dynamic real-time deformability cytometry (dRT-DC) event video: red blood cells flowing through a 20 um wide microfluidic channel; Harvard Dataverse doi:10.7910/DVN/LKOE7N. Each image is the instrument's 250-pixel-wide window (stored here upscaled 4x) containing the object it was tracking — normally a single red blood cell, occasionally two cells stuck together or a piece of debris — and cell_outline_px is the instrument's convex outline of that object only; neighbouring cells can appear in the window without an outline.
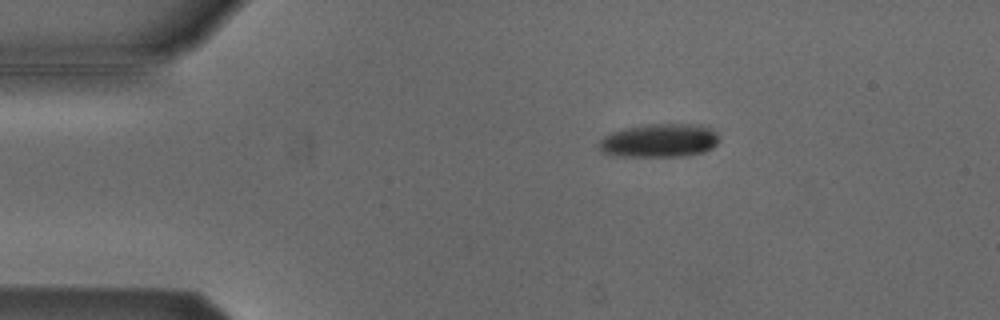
{"species": "Egyptian fruit bat (a non-hibernating species)", "species_latin": "Rousettus aegyptiacus", "temperature_condition": "cold", "stored_images_in_passage": 5, "camera_frame_rate_fps": 3000, "um_per_image_px": 0.085, "animal": {"sex": "male"}, "frame": {"image": 1, "passage_image": 3, "time_ms": 0.667, "image_size_px": [1000, 320], "cell_outline_px": [[720, 140], [712, 148], [704, 152], [684, 156], [612, 156], [600, 152], [600, 140], [604, 136], [612, 132], [628, 128], [648, 124], [700, 124], [712, 128], [720, 136]], "centroid_in_image_um": [56.09, 11.95], "position_along_channel_um": 28.9, "area_um2": 23.64}}